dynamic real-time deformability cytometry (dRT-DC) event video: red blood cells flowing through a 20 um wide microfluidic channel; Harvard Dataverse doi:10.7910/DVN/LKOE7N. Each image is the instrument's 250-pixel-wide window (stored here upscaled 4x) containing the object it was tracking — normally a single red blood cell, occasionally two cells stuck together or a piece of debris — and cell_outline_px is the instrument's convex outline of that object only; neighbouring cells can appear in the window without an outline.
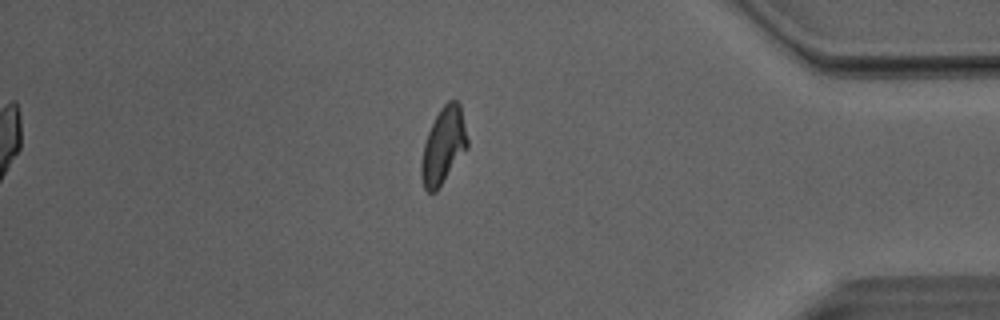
{"species": "Egyptian fruit bat (a non-hibernating species)", "species_latin": "Rousettus aegyptiacus", "temperature_condition": "room temperature", "stored_images_in_passage": 38, "camera_frame_rate_fps": 3000, "um_per_image_px": 0.085, "animal": {"sex": "male"}, "frame": {"image": 1, "passage_image": 31, "time_ms": 10.0, "image_size_px": [1000, 320], "cell_outline_px": [[468, 148], [436, 192], [428, 192], [424, 188], [420, 176], [420, 164], [424, 144], [428, 132], [440, 108], [448, 100], [456, 100], [460, 104], [468, 140]], "centroid_in_image_um": [37.68, 12.41], "position_along_channel_um": 397.5, "area_um2": 20.52}}
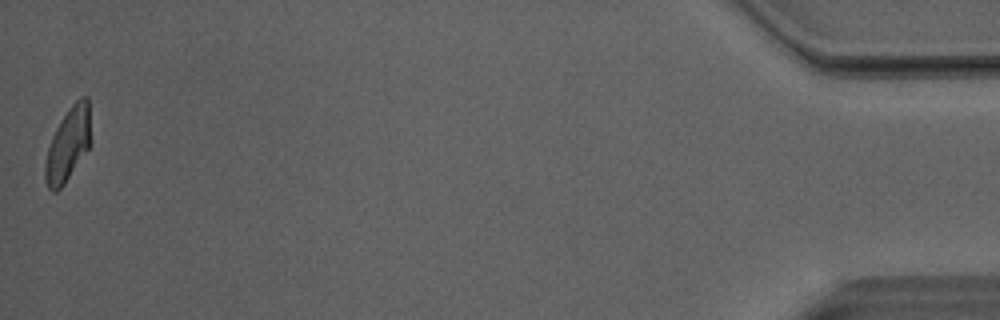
{"frame": {"image": 2, "passage_image": 38, "time_ms": 12.333, "image_size_px": [1000, 320], "cell_outline_px": [[88, 148], [64, 184], [56, 192], [52, 192], [48, 188], [44, 180], [44, 164], [48, 148], [52, 136], [56, 128], [72, 104], [80, 96], [88, 96]], "centroid_in_image_um": [5.72, 12.33], "position_along_channel_um": 429.5, "area_um2": 18.84}, "authors_computed_cell_mechanics": {"area_um2": 20.5479, "velocity_mm_per_s": 4.0706, "shape_relaxation_time_tau1_ms": 7.111, "shape_relaxation_time_tau2_ms": 1.5759, "deformation_change_tau1": 0.2098, "deformation_change_tau2": 0.0815}}